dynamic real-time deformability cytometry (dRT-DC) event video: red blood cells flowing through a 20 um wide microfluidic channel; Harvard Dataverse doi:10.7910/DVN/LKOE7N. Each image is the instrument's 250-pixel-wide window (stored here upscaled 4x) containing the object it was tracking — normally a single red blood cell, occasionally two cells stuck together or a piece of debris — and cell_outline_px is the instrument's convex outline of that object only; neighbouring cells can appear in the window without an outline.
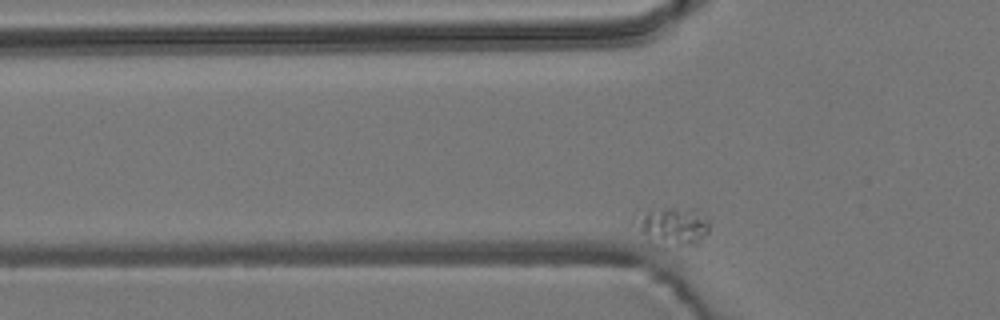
{"species": "common noctule bat (a hibernating species)", "species_latin": "Nyctalus noctula", "temperature_condition": "room temperature", "stored_images_in_passage": 55, "segment_of_instrument_passage": [1, 2], "camera_frame_rate_fps": 3000, "um_per_image_px": 0.085, "animal": {"sex": "male", "body_mass_g": 19.2, "forearm_length_mm": 51.8}, "frame": {"image": 1, "passage_image": 11, "time_ms": 3.333, "image_size_px": [1000, 320], "cell_outline_px": [[708, 232], [700, 244], [660, 252], [644, 244], [640, 232], [640, 216], [648, 208], [696, 208], [708, 220]], "centroid_in_image_um": [57.18, 19.38], "position_along_channel_um": 68.6, "area_um2": 18.03}}
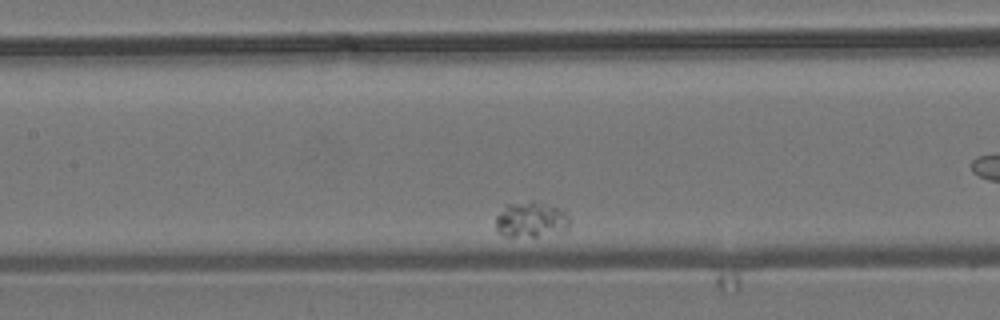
{"frame": {"image": 2, "passage_image": 21, "time_ms": 6.667, "image_size_px": [1000, 320], "cell_outline_px": [[572, 220], [568, 228], [564, 232], [536, 236], [504, 236], [496, 228], [496, 216], [504, 204], [532, 200], [560, 208]], "centroid_in_image_um": [45.15, 18.65], "position_along_channel_um": 162.2, "area_um2": 15.61}}
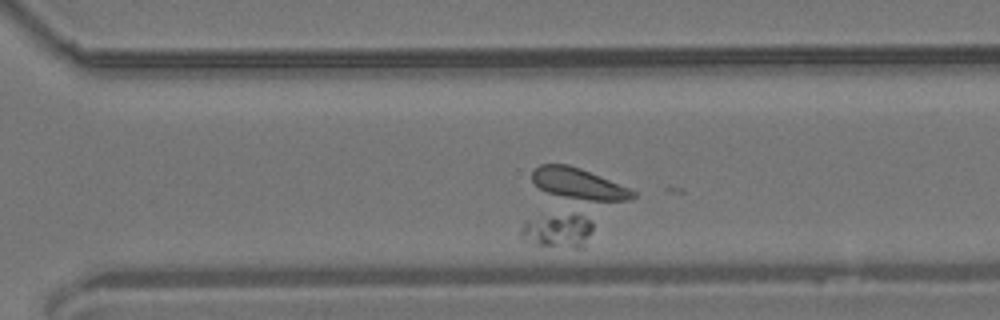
{"frame": {"image": 3, "passage_image": 37, "time_ms": 12.0, "image_size_px": [1000, 320], "cell_outline_px": [[592, 228], [584, 248], [576, 248], [536, 244], [520, 236], [520, 228], [524, 220], [552, 216], [580, 216], [588, 220], [592, 224]], "centroid_in_image_um": [47.38, 19.64], "position_along_channel_um": 323.2, "area_um2": 13.64}}